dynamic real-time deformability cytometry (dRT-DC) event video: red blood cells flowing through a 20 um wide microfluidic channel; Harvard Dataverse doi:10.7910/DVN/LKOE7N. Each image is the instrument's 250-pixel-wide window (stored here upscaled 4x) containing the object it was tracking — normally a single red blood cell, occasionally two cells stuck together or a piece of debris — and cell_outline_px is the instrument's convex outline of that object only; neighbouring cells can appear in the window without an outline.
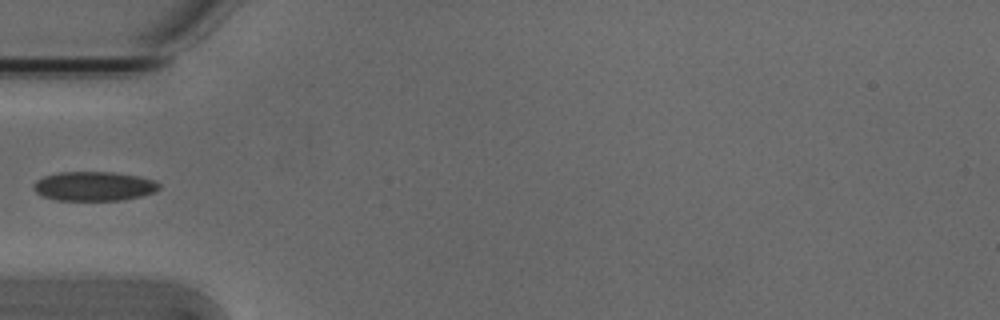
{"species": "Egyptian fruit bat (a non-hibernating species)", "species_latin": "Rousettus aegyptiacus", "temperature_condition": "cold", "stored_images_in_passage": 25, "camera_frame_rate_fps": 3000, "um_per_image_px": 0.085, "animal": {"sex": "male"}, "frame": {"image": 1, "passage_image": 1, "time_ms": 0.0, "image_size_px": [1000, 320], "cell_outline_px": [[160, 188], [156, 192], [124, 200], [56, 200], [44, 196], [36, 192], [32, 188], [32, 184], [36, 180], [44, 176], [60, 172], [112, 172], [140, 176], [156, 180], [160, 184]], "centroid_in_image_um": [8.01, 15.82], "position_along_channel_um": 77.0, "area_um2": 21.62}}
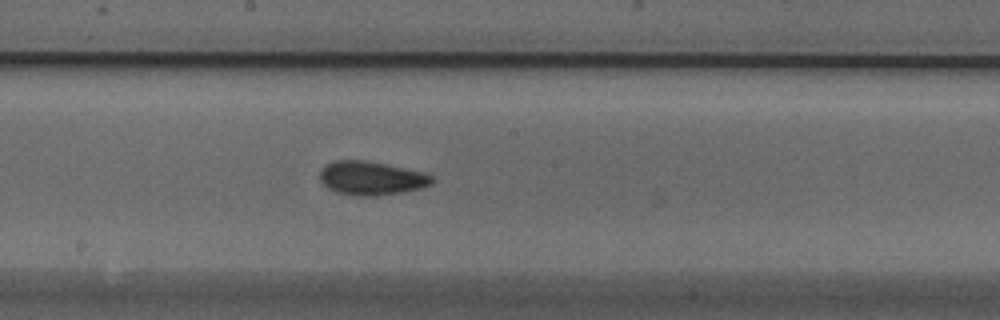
{"frame": {"image": 2, "passage_image": 12, "time_ms": 3.667, "image_size_px": [1000, 320], "cell_outline_px": [[432, 184], [420, 188], [400, 192], [376, 196], [352, 196], [336, 192], [328, 188], [320, 180], [320, 172], [328, 164], [336, 160], [368, 160], [424, 172], [432, 176]], "centroid_in_image_um": [31.56, 15.15], "position_along_channel_um": 216.6, "area_um2": 21.96}}
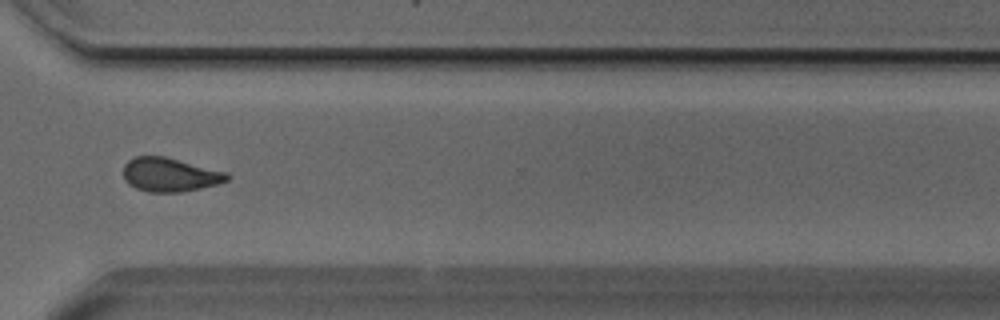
{"frame": {"image": 3, "passage_image": 23, "time_ms": 7.333, "image_size_px": [1000, 320], "cell_outline_px": [[232, 176], [228, 180], [216, 184], [200, 188], [180, 192], [148, 192], [136, 188], [128, 184], [124, 180], [124, 164], [128, 160], [136, 156], [164, 156], [228, 172]], "centroid_in_image_um": [14.44, 14.85], "position_along_channel_um": 356.2, "area_um2": 20.52}}